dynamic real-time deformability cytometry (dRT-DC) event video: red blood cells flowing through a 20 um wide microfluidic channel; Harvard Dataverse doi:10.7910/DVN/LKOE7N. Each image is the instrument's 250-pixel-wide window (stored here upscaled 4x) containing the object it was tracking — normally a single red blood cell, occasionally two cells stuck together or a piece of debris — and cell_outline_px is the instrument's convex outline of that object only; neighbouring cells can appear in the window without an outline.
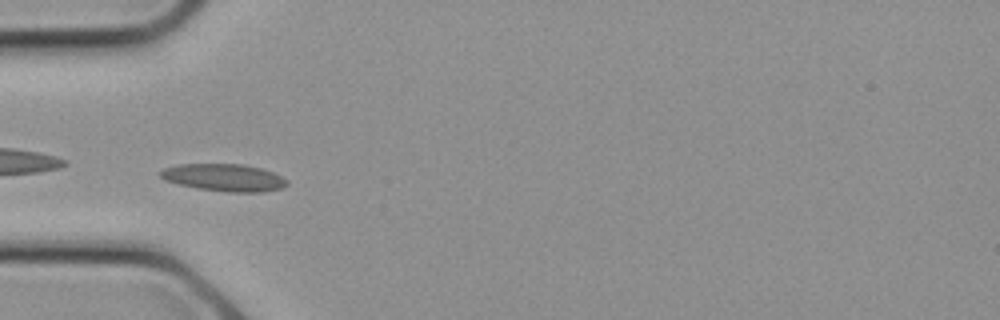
{"species": "common noctule bat (a hibernating species)", "species_latin": "Nyctalus noctula", "temperature_condition": "cold", "stored_images_in_passage": 14, "camera_frame_rate_fps": 3000, "um_per_image_px": 0.085, "animal": {"sex": "female", "body_mass_g": 21.9}, "frame": {"image": 1, "passage_image": 8, "time_ms": 2.333, "image_size_px": [1000, 320], "cell_outline_px": [[288, 184], [284, 188], [264, 192], [228, 192], [200, 188], [180, 184], [164, 180], [156, 172], [164, 168], [180, 164], [240, 164], [260, 168], [272, 172], [288, 180]], "centroid_in_image_um": [19.05, 15.09], "position_along_channel_um": 65.9, "area_um2": 20.11}}
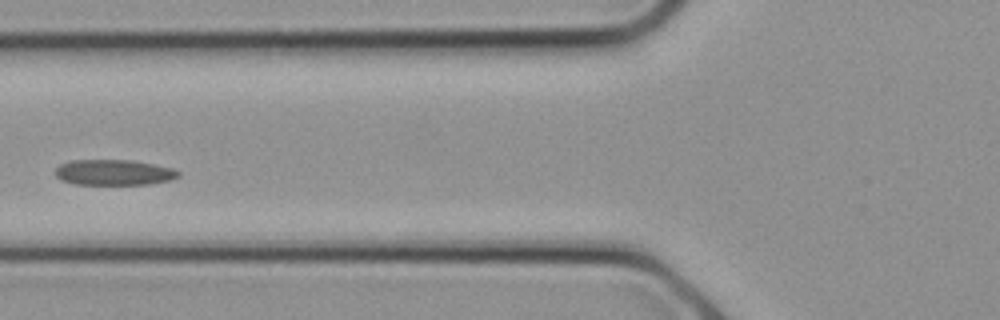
{"frame": {"image": 2, "passage_image": 10, "time_ms": 3.0, "image_size_px": [1000, 320], "cell_outline_px": [[180, 176], [172, 180], [148, 184], [76, 184], [60, 180], [56, 176], [56, 168], [60, 164], [68, 160], [132, 160], [172, 168], [180, 172]], "centroid_in_image_um": [9.67, 14.65], "position_along_channel_um": 116.1, "area_um2": 18.38}}
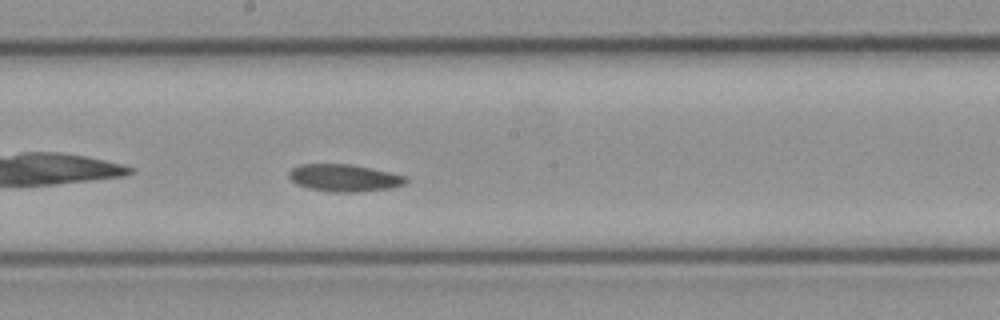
{"frame": {"image": 3, "passage_image": 14, "time_ms": 4.333, "image_size_px": [1000, 320], "cell_outline_px": [[408, 180], [404, 184], [388, 188], [360, 192], [332, 192], [308, 188], [296, 184], [288, 176], [288, 172], [292, 168], [300, 164], [348, 164], [388, 172], [404, 176]], "centroid_in_image_um": [29.2, 15.12], "position_along_channel_um": 219.0, "area_um2": 18.32}}